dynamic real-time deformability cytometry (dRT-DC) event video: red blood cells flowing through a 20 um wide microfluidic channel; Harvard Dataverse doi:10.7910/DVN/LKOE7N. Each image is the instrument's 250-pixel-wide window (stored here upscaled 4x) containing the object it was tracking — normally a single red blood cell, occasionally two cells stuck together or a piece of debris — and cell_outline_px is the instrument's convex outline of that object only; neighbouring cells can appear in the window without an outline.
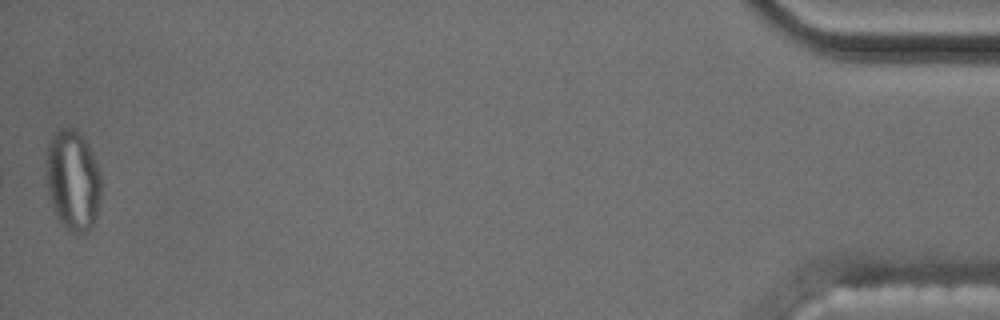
{"species": "common noctule bat (a hibernating species)", "species_latin": "Nyctalus noctula", "temperature_condition": "cold", "stored_images_in_passage": 41, "camera_frame_rate_fps": 3000, "um_per_image_px": 0.085, "animal": {"sex": "male", "body_mass_g": 17.5, "forearm_length_mm": 52.3}, "frame": {"image": 1, "passage_image": 41, "time_ms": 13.333, "image_size_px": [1000, 320], "cell_outline_px": [[100, 200], [96, 216], [92, 224], [84, 232], [76, 232], [60, 224], [52, 204], [48, 192], [44, 160], [48, 144], [52, 136], [60, 128], [76, 128], [84, 136], [92, 152], [100, 172]], "centroid_in_image_um": [6.17, 15.25], "position_along_channel_um": 429.0, "area_um2": 32.31}, "authors_computed_cell_mechanics": {"area_um2": 16.5308, "velocity_mm_per_s": 3.5996, "shape_relaxation_time_tau1_ms": null, "shape_relaxation_time_tau2_ms": 1.4189, "deformation_change_tau1": null, "deformation_change_tau2": 0.0736}}